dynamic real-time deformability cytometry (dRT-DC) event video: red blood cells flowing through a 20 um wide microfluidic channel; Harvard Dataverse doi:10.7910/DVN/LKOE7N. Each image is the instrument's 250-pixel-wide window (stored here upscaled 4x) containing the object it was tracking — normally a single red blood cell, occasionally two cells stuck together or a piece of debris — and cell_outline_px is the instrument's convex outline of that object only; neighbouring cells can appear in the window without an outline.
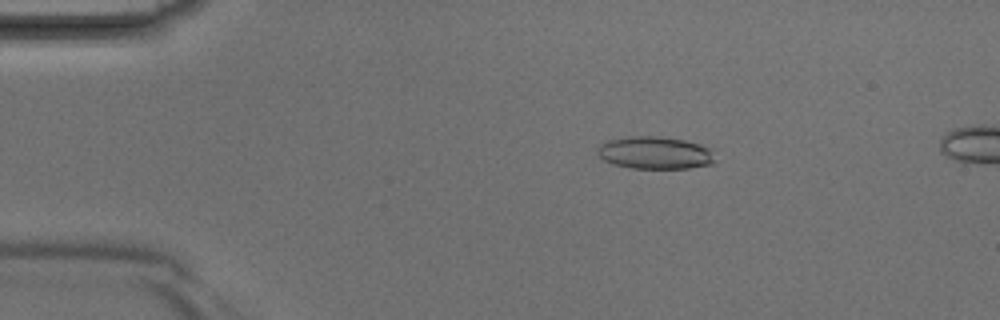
{"species": "Egyptian fruit bat (a non-hibernating species)", "species_latin": "Rousettus aegyptiacus", "temperature_condition": "room temperature", "stored_images_in_passage": 36, "camera_frame_rate_fps": 3000, "um_per_image_px": 0.085, "animal": {"sex": "male"}, "frame": {"image": 1, "passage_image": 3, "time_ms": 0.667, "image_size_px": [1000, 320], "cell_outline_px": [[712, 164], [688, 168], [632, 168], [612, 164], [604, 160], [596, 152], [596, 148], [600, 144], [608, 140], [628, 136], [660, 136], [684, 140], [700, 144], [708, 148], [712, 160]], "centroid_in_image_um": [55.59, 12.98], "position_along_channel_um": 29.4, "area_um2": 22.08}}
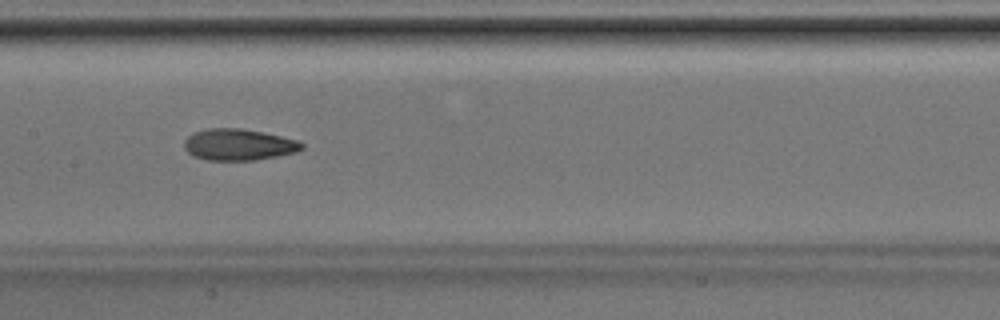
{"frame": {"image": 2, "passage_image": 16, "time_ms": 5.0, "image_size_px": [1000, 320], "cell_outline_px": [[304, 148], [296, 152], [256, 160], [208, 160], [192, 156], [184, 148], [184, 140], [188, 136], [196, 132], [208, 128], [240, 128], [264, 132], [300, 140], [304, 144]], "centroid_in_image_um": [20.31, 12.29], "position_along_channel_um": 187.1, "area_um2": 21.68}}
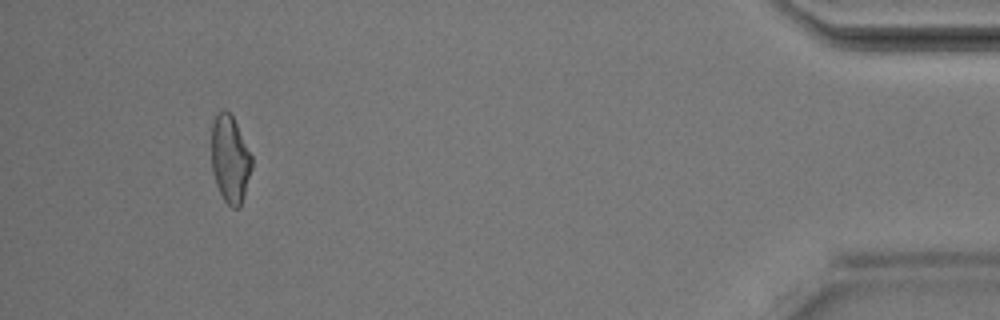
{"frame": {"image": 3, "passage_image": 34, "time_ms": 11.0, "image_size_px": [1000, 320], "cell_outline_px": [[252, 168], [244, 196], [240, 208], [232, 208], [224, 200], [216, 184], [212, 168], [212, 124], [216, 116], [220, 112], [228, 112], [232, 116], [252, 156]], "centroid_in_image_um": [19.57, 13.58], "position_along_channel_um": 415.6, "area_um2": 20.17}}